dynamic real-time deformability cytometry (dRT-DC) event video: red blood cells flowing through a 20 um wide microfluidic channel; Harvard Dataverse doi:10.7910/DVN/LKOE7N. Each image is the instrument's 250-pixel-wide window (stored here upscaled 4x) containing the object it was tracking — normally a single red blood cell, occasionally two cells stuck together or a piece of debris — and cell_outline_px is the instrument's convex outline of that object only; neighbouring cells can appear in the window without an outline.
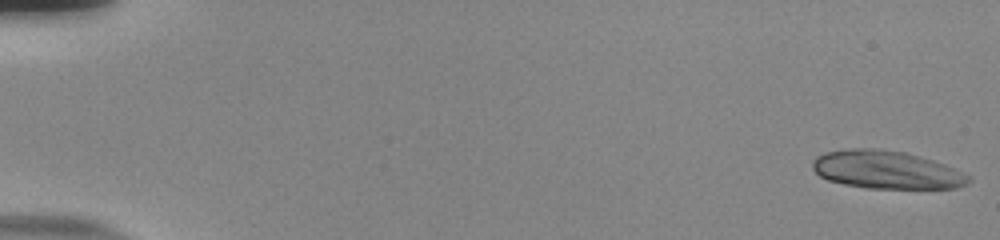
{"species": "human", "species_latin": "Homo sapiens", "temperature_condition": "room temperature", "stored_images_in_passage": 50, "camera_frame_rate_fps": 3000, "um_per_image_px": 0.085, "donor": {"sex": "male"}, "frame": {"image": 1, "passage_image": 1, "time_ms": 0.0, "image_size_px": [1000, 240], "cell_outline_px": [[972, 180], [968, 184], [956, 188], [864, 188], [844, 184], [828, 180], [820, 176], [812, 168], [812, 160], [816, 156], [824, 152], [848, 148], [876, 148], [904, 152], [932, 160], [944, 164], [972, 176]], "centroid_in_image_um": [75.33, 14.43], "position_along_channel_um": 9.7, "area_um2": 34.74}}
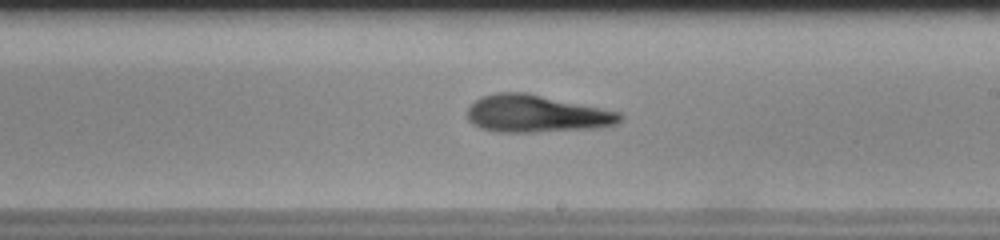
{"frame": {"image": 2, "passage_image": 29, "time_ms": 9.333, "image_size_px": [1000, 240], "cell_outline_px": [[624, 120], [616, 124], [600, 128], [532, 132], [492, 132], [480, 128], [472, 124], [468, 120], [468, 108], [480, 96], [496, 92], [524, 92], [620, 112], [624, 116]], "centroid_in_image_um": [45.59, 9.68], "position_along_channel_um": 243.4, "area_um2": 33.35}}
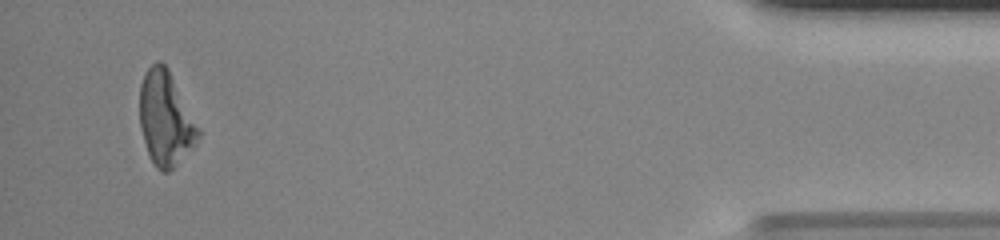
{"frame": {"image": 3, "passage_image": 48, "time_ms": 15.667, "image_size_px": [1000, 240], "cell_outline_px": [[200, 136], [196, 144], [168, 172], [160, 172], [152, 164], [140, 128], [140, 84], [148, 68], [156, 60], [160, 60], [168, 68], [200, 128]], "centroid_in_image_um": [14.07, 10.09], "position_along_channel_um": 421.1, "area_um2": 32.14}, "authors_computed_cell_mechanics": {"area_um2": 33.0905, "velocity_mm_per_s": 3.8668, "shape_relaxation_time_tau1_ms": 4.1392, "shape_relaxation_time_tau2_ms": 4.0289, "deformation_change_tau1": 0.1903, "deformation_change_tau2": 0.1579}}